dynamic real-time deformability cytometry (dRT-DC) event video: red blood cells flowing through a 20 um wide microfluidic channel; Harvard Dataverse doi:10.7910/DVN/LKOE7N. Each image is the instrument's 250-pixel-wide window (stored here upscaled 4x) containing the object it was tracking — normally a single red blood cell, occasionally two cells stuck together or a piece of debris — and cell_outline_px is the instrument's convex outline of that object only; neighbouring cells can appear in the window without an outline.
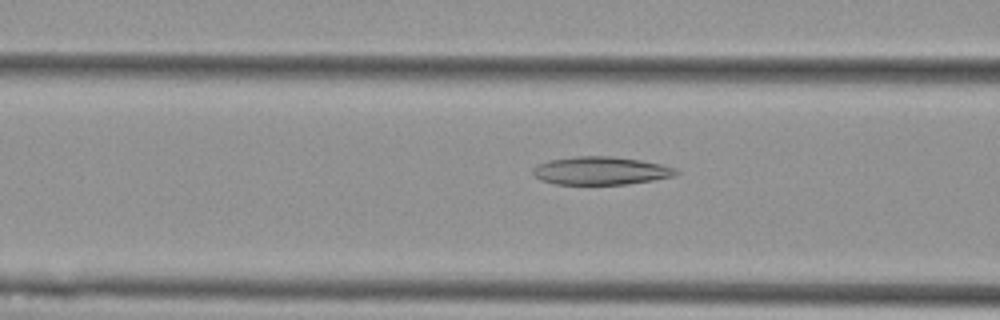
{"species": "Egyptian fruit bat (a non-hibernating species)", "species_latin": "Rousettus aegyptiacus", "temperature_condition": "cold", "stored_images_in_passage": 54, "camera_frame_rate_fps": 3000, "um_per_image_px": 0.085, "animal": {"sex": "female"}, "frame": {"image": 1, "passage_image": 21, "time_ms": 6.667, "image_size_px": [1000, 320], "cell_outline_px": [[680, 172], [672, 176], [652, 180], [628, 184], [556, 184], [540, 180], [532, 172], [532, 168], [536, 164], [548, 160], [576, 156], [612, 156], [640, 160], [660, 164], [676, 168]], "centroid_in_image_um": [51.03, 14.5], "position_along_channel_um": 115.6, "area_um2": 23.41}}
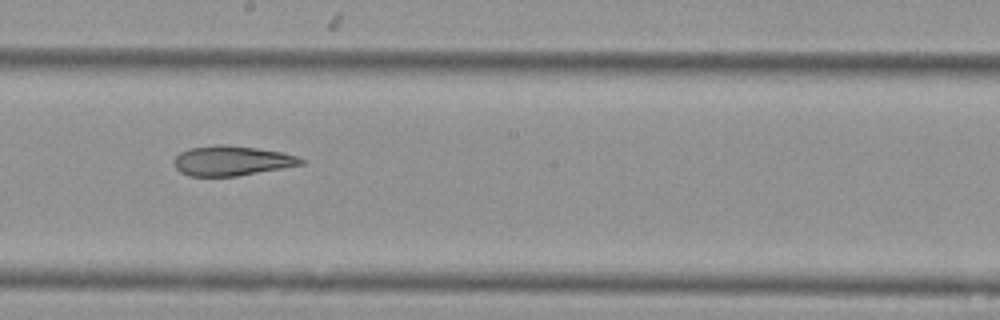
{"frame": {"image": 2, "passage_image": 30, "time_ms": 9.667, "image_size_px": [1000, 320], "cell_outline_px": [[304, 164], [236, 176], [188, 176], [180, 172], [176, 168], [172, 160], [180, 152], [188, 148], [216, 144], [224, 144], [256, 148], [280, 152], [296, 156], [304, 160]], "centroid_in_image_um": [19.63, 13.66], "position_along_channel_um": 228.6, "area_um2": 22.02}}
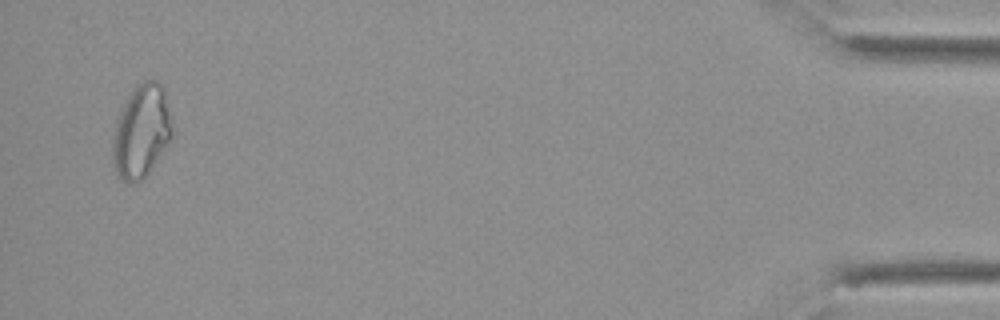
{"frame": {"image": 3, "passage_image": 52, "time_ms": 17.0, "image_size_px": [1000, 320], "cell_outline_px": [[172, 136], [148, 172], [140, 180], [128, 184], [116, 172], [112, 160], [112, 144], [116, 120], [128, 96], [136, 84], [144, 80], [156, 80], [164, 88], [172, 128]], "centroid_in_image_um": [11.99, 11.14], "position_along_channel_um": 423.2, "area_um2": 31.73}, "authors_computed_cell_mechanics": {"area_um2": 27.1371, "velocity_mm_per_s": 3.7728, "shape_relaxation_time_tau1_ms": null, "shape_relaxation_time_tau2_ms": 5.1297, "deformation_change_tau1": null, "deformation_change_tau2": 0.149}}